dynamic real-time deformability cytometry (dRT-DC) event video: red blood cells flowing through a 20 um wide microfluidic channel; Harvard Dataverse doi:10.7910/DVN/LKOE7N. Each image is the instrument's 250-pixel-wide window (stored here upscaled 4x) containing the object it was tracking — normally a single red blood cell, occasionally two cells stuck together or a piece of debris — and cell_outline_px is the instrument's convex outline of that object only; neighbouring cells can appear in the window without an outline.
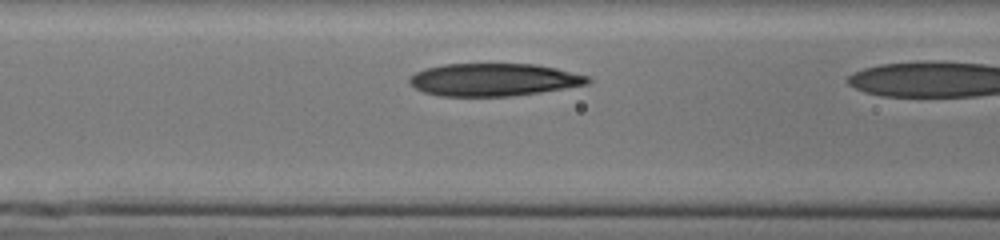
{"species": "human", "species_latin": "Homo sapiens", "temperature_condition": "cold", "stored_images_in_passage": 9, "camera_frame_rate_fps": 3000, "um_per_image_px": 0.085, "donor": {"sex": "male"}, "frame": {"image": 1, "passage_image": 7, "time_ms": 2.0, "image_size_px": [1000, 240], "cell_outline_px": [[592, 80], [588, 84], [540, 92], [512, 96], [440, 96], [424, 92], [416, 88], [408, 80], [408, 76], [424, 68], [444, 64], [536, 64], [556, 68], [588, 76]], "centroid_in_image_um": [41.94, 6.77], "position_along_channel_um": 124.7, "area_um2": 33.93}}